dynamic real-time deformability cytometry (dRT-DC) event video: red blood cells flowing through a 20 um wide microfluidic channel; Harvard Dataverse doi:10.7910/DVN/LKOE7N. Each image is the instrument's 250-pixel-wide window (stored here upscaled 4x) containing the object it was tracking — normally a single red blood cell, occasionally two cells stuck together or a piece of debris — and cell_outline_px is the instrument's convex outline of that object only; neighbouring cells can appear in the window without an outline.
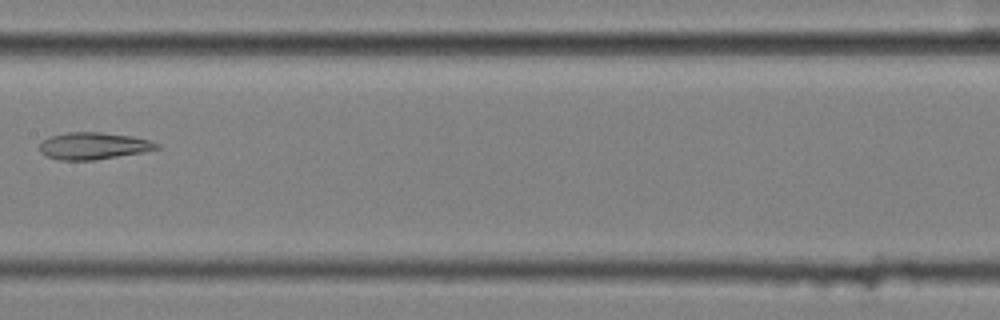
{"species": "common noctule bat (a hibernating species)", "species_latin": "Nyctalus noctula", "temperature_condition": "cold", "stored_images_in_passage": 10, "camera_frame_rate_fps": 3000, "um_per_image_px": 0.085, "animal": {"sex": "female", "body_mass_g": 25.1}, "frame": {"image": 1, "passage_image": 6, "time_ms": 1.667, "image_size_px": [1000, 320], "cell_outline_px": [[160, 148], [144, 152], [92, 160], [60, 160], [48, 156], [40, 152], [40, 144], [44, 140], [52, 136], [68, 132], [100, 132], [132, 136], [148, 140], [160, 144]], "centroid_in_image_um": [7.97, 12.4], "position_along_channel_um": 199.4, "area_um2": 18.21}}
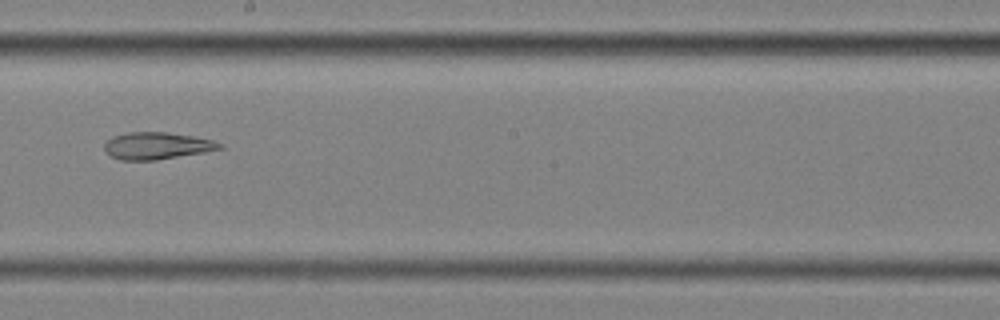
{"frame": {"image": 2, "passage_image": 7, "time_ms": 2.0, "image_size_px": [1000, 320], "cell_outline_px": [[224, 148], [204, 152], [156, 160], [120, 160], [112, 156], [104, 148], [104, 144], [112, 136], [128, 132], [168, 132], [192, 136], [212, 140], [224, 144]], "centroid_in_image_um": [13.35, 12.38], "position_along_channel_um": 234.9, "area_um2": 18.09}}